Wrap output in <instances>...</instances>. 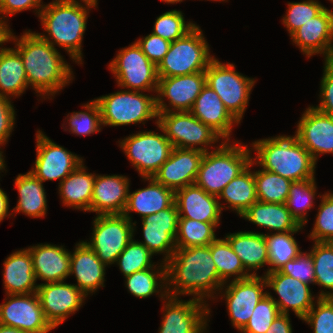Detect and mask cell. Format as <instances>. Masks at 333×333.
<instances>
[{
	"mask_svg": "<svg viewBox=\"0 0 333 333\" xmlns=\"http://www.w3.org/2000/svg\"><path fill=\"white\" fill-rule=\"evenodd\" d=\"M10 41L15 42L14 49L22 58L28 86L35 90L38 96L42 95V99L49 96L52 99V96L74 79L71 66L57 48L36 32L26 30L18 38L10 31L8 42Z\"/></svg>",
	"mask_w": 333,
	"mask_h": 333,
	"instance_id": "cell-1",
	"label": "cell"
},
{
	"mask_svg": "<svg viewBox=\"0 0 333 333\" xmlns=\"http://www.w3.org/2000/svg\"><path fill=\"white\" fill-rule=\"evenodd\" d=\"M165 265L168 296L193 295L207 303L218 298L215 294L225 284L219 278L209 245L176 248Z\"/></svg>",
	"mask_w": 333,
	"mask_h": 333,
	"instance_id": "cell-2",
	"label": "cell"
},
{
	"mask_svg": "<svg viewBox=\"0 0 333 333\" xmlns=\"http://www.w3.org/2000/svg\"><path fill=\"white\" fill-rule=\"evenodd\" d=\"M83 2L84 5L81 3ZM92 0H53L44 4L39 19L48 34H37L53 47L58 45L69 54L71 60L82 63V40L86 30L89 9L97 7Z\"/></svg>",
	"mask_w": 333,
	"mask_h": 333,
	"instance_id": "cell-3",
	"label": "cell"
},
{
	"mask_svg": "<svg viewBox=\"0 0 333 333\" xmlns=\"http://www.w3.org/2000/svg\"><path fill=\"white\" fill-rule=\"evenodd\" d=\"M253 164L294 181L315 178L316 163L295 135H279L252 142Z\"/></svg>",
	"mask_w": 333,
	"mask_h": 333,
	"instance_id": "cell-4",
	"label": "cell"
},
{
	"mask_svg": "<svg viewBox=\"0 0 333 333\" xmlns=\"http://www.w3.org/2000/svg\"><path fill=\"white\" fill-rule=\"evenodd\" d=\"M221 141L214 150L204 152L194 184L206 193L219 196L225 186L252 161V154L247 145L239 141Z\"/></svg>",
	"mask_w": 333,
	"mask_h": 333,
	"instance_id": "cell-5",
	"label": "cell"
},
{
	"mask_svg": "<svg viewBox=\"0 0 333 333\" xmlns=\"http://www.w3.org/2000/svg\"><path fill=\"white\" fill-rule=\"evenodd\" d=\"M201 28L196 25L183 37L171 42L169 51L157 65L158 77H173L203 72L215 58Z\"/></svg>",
	"mask_w": 333,
	"mask_h": 333,
	"instance_id": "cell-6",
	"label": "cell"
},
{
	"mask_svg": "<svg viewBox=\"0 0 333 333\" xmlns=\"http://www.w3.org/2000/svg\"><path fill=\"white\" fill-rule=\"evenodd\" d=\"M97 102L103 126H124L142 123L155 119L157 124L155 95H147L142 91L122 90L99 98Z\"/></svg>",
	"mask_w": 333,
	"mask_h": 333,
	"instance_id": "cell-7",
	"label": "cell"
},
{
	"mask_svg": "<svg viewBox=\"0 0 333 333\" xmlns=\"http://www.w3.org/2000/svg\"><path fill=\"white\" fill-rule=\"evenodd\" d=\"M235 67L234 64H224L215 57L205 74L206 84L217 93L225 108L240 123L256 81L237 72Z\"/></svg>",
	"mask_w": 333,
	"mask_h": 333,
	"instance_id": "cell-8",
	"label": "cell"
},
{
	"mask_svg": "<svg viewBox=\"0 0 333 333\" xmlns=\"http://www.w3.org/2000/svg\"><path fill=\"white\" fill-rule=\"evenodd\" d=\"M157 113V124L163 129L173 147L208 152V148L214 150L213 144L223 140L217 132L190 111Z\"/></svg>",
	"mask_w": 333,
	"mask_h": 333,
	"instance_id": "cell-9",
	"label": "cell"
},
{
	"mask_svg": "<svg viewBox=\"0 0 333 333\" xmlns=\"http://www.w3.org/2000/svg\"><path fill=\"white\" fill-rule=\"evenodd\" d=\"M136 221L123 214L97 215L90 241H84L105 264H115L119 254L134 238Z\"/></svg>",
	"mask_w": 333,
	"mask_h": 333,
	"instance_id": "cell-10",
	"label": "cell"
},
{
	"mask_svg": "<svg viewBox=\"0 0 333 333\" xmlns=\"http://www.w3.org/2000/svg\"><path fill=\"white\" fill-rule=\"evenodd\" d=\"M157 127L162 134L154 131H139L118 142L142 178L153 177L169 158L173 149L163 129L158 124Z\"/></svg>",
	"mask_w": 333,
	"mask_h": 333,
	"instance_id": "cell-11",
	"label": "cell"
},
{
	"mask_svg": "<svg viewBox=\"0 0 333 333\" xmlns=\"http://www.w3.org/2000/svg\"><path fill=\"white\" fill-rule=\"evenodd\" d=\"M108 66L118 87L156 93L159 79L157 66L148 59L136 42L118 51Z\"/></svg>",
	"mask_w": 333,
	"mask_h": 333,
	"instance_id": "cell-12",
	"label": "cell"
},
{
	"mask_svg": "<svg viewBox=\"0 0 333 333\" xmlns=\"http://www.w3.org/2000/svg\"><path fill=\"white\" fill-rule=\"evenodd\" d=\"M265 287L266 279L259 275L232 280L223 285L219 294L223 292L220 297H224L227 303L228 315L234 328L241 331L246 326L255 306L267 294V291H264Z\"/></svg>",
	"mask_w": 333,
	"mask_h": 333,
	"instance_id": "cell-13",
	"label": "cell"
},
{
	"mask_svg": "<svg viewBox=\"0 0 333 333\" xmlns=\"http://www.w3.org/2000/svg\"><path fill=\"white\" fill-rule=\"evenodd\" d=\"M36 160L30 172L43 183L59 179L61 183L84 160L53 142L41 130L36 133Z\"/></svg>",
	"mask_w": 333,
	"mask_h": 333,
	"instance_id": "cell-14",
	"label": "cell"
},
{
	"mask_svg": "<svg viewBox=\"0 0 333 333\" xmlns=\"http://www.w3.org/2000/svg\"><path fill=\"white\" fill-rule=\"evenodd\" d=\"M163 318L158 333H205L210 310L207 303L192 297L164 299Z\"/></svg>",
	"mask_w": 333,
	"mask_h": 333,
	"instance_id": "cell-15",
	"label": "cell"
},
{
	"mask_svg": "<svg viewBox=\"0 0 333 333\" xmlns=\"http://www.w3.org/2000/svg\"><path fill=\"white\" fill-rule=\"evenodd\" d=\"M6 296L0 304V324L26 333H49L54 329L45 318L37 293Z\"/></svg>",
	"mask_w": 333,
	"mask_h": 333,
	"instance_id": "cell-16",
	"label": "cell"
},
{
	"mask_svg": "<svg viewBox=\"0 0 333 333\" xmlns=\"http://www.w3.org/2000/svg\"><path fill=\"white\" fill-rule=\"evenodd\" d=\"M156 91L157 112L190 111L196 98L206 84V74L196 72L189 75L158 77ZM167 98L168 105L164 102Z\"/></svg>",
	"mask_w": 333,
	"mask_h": 333,
	"instance_id": "cell-17",
	"label": "cell"
},
{
	"mask_svg": "<svg viewBox=\"0 0 333 333\" xmlns=\"http://www.w3.org/2000/svg\"><path fill=\"white\" fill-rule=\"evenodd\" d=\"M36 293L45 318L54 329L75 314L87 297L74 284L64 281L40 283Z\"/></svg>",
	"mask_w": 333,
	"mask_h": 333,
	"instance_id": "cell-18",
	"label": "cell"
},
{
	"mask_svg": "<svg viewBox=\"0 0 333 333\" xmlns=\"http://www.w3.org/2000/svg\"><path fill=\"white\" fill-rule=\"evenodd\" d=\"M179 212L175 202L168 208L142 218L144 241H140L153 255L164 254L166 263L173 255L176 244Z\"/></svg>",
	"mask_w": 333,
	"mask_h": 333,
	"instance_id": "cell-19",
	"label": "cell"
},
{
	"mask_svg": "<svg viewBox=\"0 0 333 333\" xmlns=\"http://www.w3.org/2000/svg\"><path fill=\"white\" fill-rule=\"evenodd\" d=\"M263 276L266 279V288H271L279 296L277 299L267 292L278 306L280 314H289L291 309L302 320L315 304L314 301H317L314 299L319 298L312 295L308 284L279 271L266 273Z\"/></svg>",
	"mask_w": 333,
	"mask_h": 333,
	"instance_id": "cell-20",
	"label": "cell"
},
{
	"mask_svg": "<svg viewBox=\"0 0 333 333\" xmlns=\"http://www.w3.org/2000/svg\"><path fill=\"white\" fill-rule=\"evenodd\" d=\"M296 127V138L316 164L319 155L333 154V116L310 106L306 108Z\"/></svg>",
	"mask_w": 333,
	"mask_h": 333,
	"instance_id": "cell-21",
	"label": "cell"
},
{
	"mask_svg": "<svg viewBox=\"0 0 333 333\" xmlns=\"http://www.w3.org/2000/svg\"><path fill=\"white\" fill-rule=\"evenodd\" d=\"M290 37L308 58L322 54L324 60L333 59V11L325 7Z\"/></svg>",
	"mask_w": 333,
	"mask_h": 333,
	"instance_id": "cell-22",
	"label": "cell"
},
{
	"mask_svg": "<svg viewBox=\"0 0 333 333\" xmlns=\"http://www.w3.org/2000/svg\"><path fill=\"white\" fill-rule=\"evenodd\" d=\"M203 151L173 147L169 158L162 164L153 178L176 192L195 182Z\"/></svg>",
	"mask_w": 333,
	"mask_h": 333,
	"instance_id": "cell-23",
	"label": "cell"
},
{
	"mask_svg": "<svg viewBox=\"0 0 333 333\" xmlns=\"http://www.w3.org/2000/svg\"><path fill=\"white\" fill-rule=\"evenodd\" d=\"M130 179L123 175H96L91 212L97 215L123 214L128 201Z\"/></svg>",
	"mask_w": 333,
	"mask_h": 333,
	"instance_id": "cell-24",
	"label": "cell"
},
{
	"mask_svg": "<svg viewBox=\"0 0 333 333\" xmlns=\"http://www.w3.org/2000/svg\"><path fill=\"white\" fill-rule=\"evenodd\" d=\"M219 203L218 197L206 193L201 187L192 184L175 192V205L179 218L201 222H219L226 206Z\"/></svg>",
	"mask_w": 333,
	"mask_h": 333,
	"instance_id": "cell-25",
	"label": "cell"
},
{
	"mask_svg": "<svg viewBox=\"0 0 333 333\" xmlns=\"http://www.w3.org/2000/svg\"><path fill=\"white\" fill-rule=\"evenodd\" d=\"M74 252H70V274L75 276L74 284L87 297L104 286L106 267L95 252L84 242L75 244Z\"/></svg>",
	"mask_w": 333,
	"mask_h": 333,
	"instance_id": "cell-26",
	"label": "cell"
},
{
	"mask_svg": "<svg viewBox=\"0 0 333 333\" xmlns=\"http://www.w3.org/2000/svg\"><path fill=\"white\" fill-rule=\"evenodd\" d=\"M33 261L34 275L45 283L62 282L70 274V252L62 245L37 244L27 248Z\"/></svg>",
	"mask_w": 333,
	"mask_h": 333,
	"instance_id": "cell-27",
	"label": "cell"
},
{
	"mask_svg": "<svg viewBox=\"0 0 333 333\" xmlns=\"http://www.w3.org/2000/svg\"><path fill=\"white\" fill-rule=\"evenodd\" d=\"M190 112L217 132L224 141L231 140L232 125L239 124L225 108L217 93L207 84L203 86Z\"/></svg>",
	"mask_w": 333,
	"mask_h": 333,
	"instance_id": "cell-28",
	"label": "cell"
},
{
	"mask_svg": "<svg viewBox=\"0 0 333 333\" xmlns=\"http://www.w3.org/2000/svg\"><path fill=\"white\" fill-rule=\"evenodd\" d=\"M148 181L146 188L128 192V201L123 215L132 222L130 212L138 213L141 219L170 207L175 202V192L153 177L142 178Z\"/></svg>",
	"mask_w": 333,
	"mask_h": 333,
	"instance_id": "cell-29",
	"label": "cell"
},
{
	"mask_svg": "<svg viewBox=\"0 0 333 333\" xmlns=\"http://www.w3.org/2000/svg\"><path fill=\"white\" fill-rule=\"evenodd\" d=\"M3 265L6 295L37 292L38 284L34 275L32 256L27 248L9 255Z\"/></svg>",
	"mask_w": 333,
	"mask_h": 333,
	"instance_id": "cell-30",
	"label": "cell"
},
{
	"mask_svg": "<svg viewBox=\"0 0 333 333\" xmlns=\"http://www.w3.org/2000/svg\"><path fill=\"white\" fill-rule=\"evenodd\" d=\"M225 238L251 276L258 275L256 271L268 265V250L263 232L240 231L228 233Z\"/></svg>",
	"mask_w": 333,
	"mask_h": 333,
	"instance_id": "cell-31",
	"label": "cell"
},
{
	"mask_svg": "<svg viewBox=\"0 0 333 333\" xmlns=\"http://www.w3.org/2000/svg\"><path fill=\"white\" fill-rule=\"evenodd\" d=\"M240 217L269 231H301L304 228L292 216L286 204L256 201Z\"/></svg>",
	"mask_w": 333,
	"mask_h": 333,
	"instance_id": "cell-32",
	"label": "cell"
},
{
	"mask_svg": "<svg viewBox=\"0 0 333 333\" xmlns=\"http://www.w3.org/2000/svg\"><path fill=\"white\" fill-rule=\"evenodd\" d=\"M82 162L59 184V194L64 206L91 212L95 174L86 172Z\"/></svg>",
	"mask_w": 333,
	"mask_h": 333,
	"instance_id": "cell-33",
	"label": "cell"
},
{
	"mask_svg": "<svg viewBox=\"0 0 333 333\" xmlns=\"http://www.w3.org/2000/svg\"><path fill=\"white\" fill-rule=\"evenodd\" d=\"M18 190V202L12 209V214L22 212L32 218L44 217L47 213V199L43 182L30 171L19 174L14 183Z\"/></svg>",
	"mask_w": 333,
	"mask_h": 333,
	"instance_id": "cell-34",
	"label": "cell"
},
{
	"mask_svg": "<svg viewBox=\"0 0 333 333\" xmlns=\"http://www.w3.org/2000/svg\"><path fill=\"white\" fill-rule=\"evenodd\" d=\"M20 54L14 48H0V96L18 98L28 88ZM10 95V96H9Z\"/></svg>",
	"mask_w": 333,
	"mask_h": 333,
	"instance_id": "cell-35",
	"label": "cell"
},
{
	"mask_svg": "<svg viewBox=\"0 0 333 333\" xmlns=\"http://www.w3.org/2000/svg\"><path fill=\"white\" fill-rule=\"evenodd\" d=\"M253 165L252 160L250 165L231 180L218 196L219 203L221 199L225 200L228 204L227 209L236 211L239 216L258 201L254 171L250 169Z\"/></svg>",
	"mask_w": 333,
	"mask_h": 333,
	"instance_id": "cell-36",
	"label": "cell"
},
{
	"mask_svg": "<svg viewBox=\"0 0 333 333\" xmlns=\"http://www.w3.org/2000/svg\"><path fill=\"white\" fill-rule=\"evenodd\" d=\"M158 264L152 268L137 271L132 275L124 277L125 286L133 296L145 299L157 293L161 297V300H164L168 296L166 265L164 262L157 266Z\"/></svg>",
	"mask_w": 333,
	"mask_h": 333,
	"instance_id": "cell-37",
	"label": "cell"
},
{
	"mask_svg": "<svg viewBox=\"0 0 333 333\" xmlns=\"http://www.w3.org/2000/svg\"><path fill=\"white\" fill-rule=\"evenodd\" d=\"M298 231L265 233V241L268 250V265L266 273L279 271L288 261L295 259L301 249L293 237Z\"/></svg>",
	"mask_w": 333,
	"mask_h": 333,
	"instance_id": "cell-38",
	"label": "cell"
},
{
	"mask_svg": "<svg viewBox=\"0 0 333 333\" xmlns=\"http://www.w3.org/2000/svg\"><path fill=\"white\" fill-rule=\"evenodd\" d=\"M213 261L216 265L219 278L229 282L233 276L234 280L244 279L251 276L244 268L240 258L233 251L226 238L216 239L209 244Z\"/></svg>",
	"mask_w": 333,
	"mask_h": 333,
	"instance_id": "cell-39",
	"label": "cell"
},
{
	"mask_svg": "<svg viewBox=\"0 0 333 333\" xmlns=\"http://www.w3.org/2000/svg\"><path fill=\"white\" fill-rule=\"evenodd\" d=\"M314 264L315 282L322 286L319 298H333V242H317L310 251ZM329 290V291H326Z\"/></svg>",
	"mask_w": 333,
	"mask_h": 333,
	"instance_id": "cell-40",
	"label": "cell"
},
{
	"mask_svg": "<svg viewBox=\"0 0 333 333\" xmlns=\"http://www.w3.org/2000/svg\"><path fill=\"white\" fill-rule=\"evenodd\" d=\"M219 222H201L193 219L179 218L176 248L206 246L217 239L215 229Z\"/></svg>",
	"mask_w": 333,
	"mask_h": 333,
	"instance_id": "cell-41",
	"label": "cell"
},
{
	"mask_svg": "<svg viewBox=\"0 0 333 333\" xmlns=\"http://www.w3.org/2000/svg\"><path fill=\"white\" fill-rule=\"evenodd\" d=\"M317 192L315 178L294 181L290 185L289 195L286 201L287 209L297 222L304 226L308 222L307 212L313 208Z\"/></svg>",
	"mask_w": 333,
	"mask_h": 333,
	"instance_id": "cell-42",
	"label": "cell"
},
{
	"mask_svg": "<svg viewBox=\"0 0 333 333\" xmlns=\"http://www.w3.org/2000/svg\"><path fill=\"white\" fill-rule=\"evenodd\" d=\"M254 180L258 201L286 203L292 183L291 180L264 169L254 171Z\"/></svg>",
	"mask_w": 333,
	"mask_h": 333,
	"instance_id": "cell-43",
	"label": "cell"
},
{
	"mask_svg": "<svg viewBox=\"0 0 333 333\" xmlns=\"http://www.w3.org/2000/svg\"><path fill=\"white\" fill-rule=\"evenodd\" d=\"M86 111L72 112L66 117V124L64 130L72 132L74 135H90L94 133H99L101 131L102 121L100 115V109L97 102L93 99L92 101L84 104L82 106ZM69 121V122H68ZM68 127V128H67Z\"/></svg>",
	"mask_w": 333,
	"mask_h": 333,
	"instance_id": "cell-44",
	"label": "cell"
},
{
	"mask_svg": "<svg viewBox=\"0 0 333 333\" xmlns=\"http://www.w3.org/2000/svg\"><path fill=\"white\" fill-rule=\"evenodd\" d=\"M152 256L153 254L144 245L132 239L119 254L116 264L126 277L137 271L154 267L155 263L151 260Z\"/></svg>",
	"mask_w": 333,
	"mask_h": 333,
	"instance_id": "cell-45",
	"label": "cell"
},
{
	"mask_svg": "<svg viewBox=\"0 0 333 333\" xmlns=\"http://www.w3.org/2000/svg\"><path fill=\"white\" fill-rule=\"evenodd\" d=\"M180 10H171L157 17L152 33L173 42L191 31L197 24L186 22Z\"/></svg>",
	"mask_w": 333,
	"mask_h": 333,
	"instance_id": "cell-46",
	"label": "cell"
},
{
	"mask_svg": "<svg viewBox=\"0 0 333 333\" xmlns=\"http://www.w3.org/2000/svg\"><path fill=\"white\" fill-rule=\"evenodd\" d=\"M287 5V11L282 18V24L287 28L289 36L325 8L317 0L289 2Z\"/></svg>",
	"mask_w": 333,
	"mask_h": 333,
	"instance_id": "cell-47",
	"label": "cell"
},
{
	"mask_svg": "<svg viewBox=\"0 0 333 333\" xmlns=\"http://www.w3.org/2000/svg\"><path fill=\"white\" fill-rule=\"evenodd\" d=\"M321 203L318 207L315 223L309 239L317 242H333V193L318 195Z\"/></svg>",
	"mask_w": 333,
	"mask_h": 333,
	"instance_id": "cell-48",
	"label": "cell"
},
{
	"mask_svg": "<svg viewBox=\"0 0 333 333\" xmlns=\"http://www.w3.org/2000/svg\"><path fill=\"white\" fill-rule=\"evenodd\" d=\"M279 314L278 306L273 299L266 294L255 306L248 323L240 332L266 333Z\"/></svg>",
	"mask_w": 333,
	"mask_h": 333,
	"instance_id": "cell-49",
	"label": "cell"
},
{
	"mask_svg": "<svg viewBox=\"0 0 333 333\" xmlns=\"http://www.w3.org/2000/svg\"><path fill=\"white\" fill-rule=\"evenodd\" d=\"M302 320L313 333H333V298H318Z\"/></svg>",
	"mask_w": 333,
	"mask_h": 333,
	"instance_id": "cell-50",
	"label": "cell"
},
{
	"mask_svg": "<svg viewBox=\"0 0 333 333\" xmlns=\"http://www.w3.org/2000/svg\"><path fill=\"white\" fill-rule=\"evenodd\" d=\"M280 273L289 275L308 285L315 282L314 264L310 252H302L295 258L284 264Z\"/></svg>",
	"mask_w": 333,
	"mask_h": 333,
	"instance_id": "cell-51",
	"label": "cell"
},
{
	"mask_svg": "<svg viewBox=\"0 0 333 333\" xmlns=\"http://www.w3.org/2000/svg\"><path fill=\"white\" fill-rule=\"evenodd\" d=\"M323 76L320 83L319 105L314 106L322 113L333 116V59L324 60Z\"/></svg>",
	"mask_w": 333,
	"mask_h": 333,
	"instance_id": "cell-52",
	"label": "cell"
},
{
	"mask_svg": "<svg viewBox=\"0 0 333 333\" xmlns=\"http://www.w3.org/2000/svg\"><path fill=\"white\" fill-rule=\"evenodd\" d=\"M135 42L148 59L156 66L164 58L171 45V42L153 33L148 34L144 38L142 37V39L139 38Z\"/></svg>",
	"mask_w": 333,
	"mask_h": 333,
	"instance_id": "cell-53",
	"label": "cell"
},
{
	"mask_svg": "<svg viewBox=\"0 0 333 333\" xmlns=\"http://www.w3.org/2000/svg\"><path fill=\"white\" fill-rule=\"evenodd\" d=\"M12 100L0 96V144L6 145L15 126V110Z\"/></svg>",
	"mask_w": 333,
	"mask_h": 333,
	"instance_id": "cell-54",
	"label": "cell"
},
{
	"mask_svg": "<svg viewBox=\"0 0 333 333\" xmlns=\"http://www.w3.org/2000/svg\"><path fill=\"white\" fill-rule=\"evenodd\" d=\"M42 0H0V15L1 19L5 22L7 16L14 15L15 13L22 12L28 9H35L39 16L41 9L43 8Z\"/></svg>",
	"mask_w": 333,
	"mask_h": 333,
	"instance_id": "cell-55",
	"label": "cell"
},
{
	"mask_svg": "<svg viewBox=\"0 0 333 333\" xmlns=\"http://www.w3.org/2000/svg\"><path fill=\"white\" fill-rule=\"evenodd\" d=\"M289 316V314H279L266 333H292L293 329Z\"/></svg>",
	"mask_w": 333,
	"mask_h": 333,
	"instance_id": "cell-56",
	"label": "cell"
},
{
	"mask_svg": "<svg viewBox=\"0 0 333 333\" xmlns=\"http://www.w3.org/2000/svg\"><path fill=\"white\" fill-rule=\"evenodd\" d=\"M9 198L2 188H0V222L7 216H13L9 213Z\"/></svg>",
	"mask_w": 333,
	"mask_h": 333,
	"instance_id": "cell-57",
	"label": "cell"
},
{
	"mask_svg": "<svg viewBox=\"0 0 333 333\" xmlns=\"http://www.w3.org/2000/svg\"><path fill=\"white\" fill-rule=\"evenodd\" d=\"M10 29L11 28L9 27V25H7V23H5L0 16V48L5 43H8L9 34L10 31H12Z\"/></svg>",
	"mask_w": 333,
	"mask_h": 333,
	"instance_id": "cell-58",
	"label": "cell"
},
{
	"mask_svg": "<svg viewBox=\"0 0 333 333\" xmlns=\"http://www.w3.org/2000/svg\"><path fill=\"white\" fill-rule=\"evenodd\" d=\"M0 333H26L17 328L0 324Z\"/></svg>",
	"mask_w": 333,
	"mask_h": 333,
	"instance_id": "cell-59",
	"label": "cell"
},
{
	"mask_svg": "<svg viewBox=\"0 0 333 333\" xmlns=\"http://www.w3.org/2000/svg\"><path fill=\"white\" fill-rule=\"evenodd\" d=\"M0 146H2L3 147V145L2 144H0ZM1 147H0V171H2L3 172V170H6L5 168H6V166H5V158L3 157L4 155H3V152L1 151Z\"/></svg>",
	"mask_w": 333,
	"mask_h": 333,
	"instance_id": "cell-60",
	"label": "cell"
},
{
	"mask_svg": "<svg viewBox=\"0 0 333 333\" xmlns=\"http://www.w3.org/2000/svg\"><path fill=\"white\" fill-rule=\"evenodd\" d=\"M161 1H163V2H165V3H170V4H175V3H181L183 0H161Z\"/></svg>",
	"mask_w": 333,
	"mask_h": 333,
	"instance_id": "cell-61",
	"label": "cell"
},
{
	"mask_svg": "<svg viewBox=\"0 0 333 333\" xmlns=\"http://www.w3.org/2000/svg\"><path fill=\"white\" fill-rule=\"evenodd\" d=\"M207 1H227V0H207Z\"/></svg>",
	"mask_w": 333,
	"mask_h": 333,
	"instance_id": "cell-62",
	"label": "cell"
}]
</instances>
